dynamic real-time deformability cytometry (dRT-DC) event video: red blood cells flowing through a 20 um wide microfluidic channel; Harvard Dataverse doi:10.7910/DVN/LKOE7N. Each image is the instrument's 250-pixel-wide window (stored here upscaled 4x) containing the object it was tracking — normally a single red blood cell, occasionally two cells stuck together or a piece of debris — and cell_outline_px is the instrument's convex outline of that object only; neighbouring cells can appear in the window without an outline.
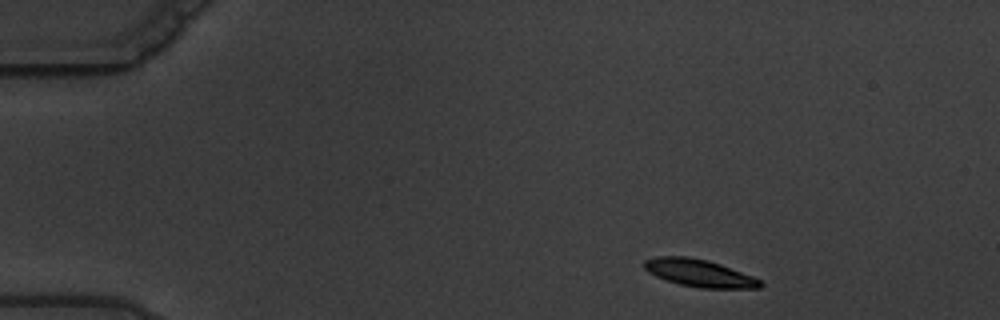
{"species": "common noctule bat (a hibernating species)", "species_latin": "Nyctalus noctula", "temperature_condition": "warm", "stored_images_in_passage": 5, "camera_frame_rate_fps": 3000, "um_per_image_px": 0.085, "animal": {"sex": "male", "body_mass_g": 19.5, "forearm_length_mm": 54.6}, "frame": {"image": 1, "passage_image": 1, "time_ms": 0.0, "image_size_px": [1000, 320], "cell_outline_px": [[764, 284], [760, 288], [700, 288], [680, 284], [656, 276], [648, 272], [644, 268], [644, 260], [656, 256], [688, 256], [708, 260], [720, 264], [752, 276], [760, 280]], "centroid_in_image_um": [59.43, 23.2], "position_along_channel_um": 25.6, "area_um2": 18.44}}
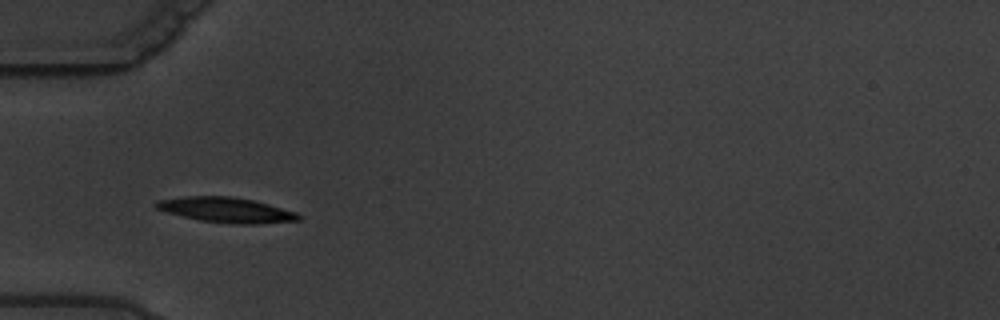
{"frame": {"image": 2, "passage_image": 4, "time_ms": 3.667, "image_size_px": [1000, 320], "cell_outline_px": [[300, 220], [256, 224], [240, 224], [200, 220], [168, 212], [156, 208], [152, 204], [156, 200], [184, 196], [232, 196], [252, 200], [268, 204], [296, 212], [300, 216]], "centroid_in_image_um": [19.2, 17.83], "position_along_channel_um": 65.8, "area_um2": 20.63}}